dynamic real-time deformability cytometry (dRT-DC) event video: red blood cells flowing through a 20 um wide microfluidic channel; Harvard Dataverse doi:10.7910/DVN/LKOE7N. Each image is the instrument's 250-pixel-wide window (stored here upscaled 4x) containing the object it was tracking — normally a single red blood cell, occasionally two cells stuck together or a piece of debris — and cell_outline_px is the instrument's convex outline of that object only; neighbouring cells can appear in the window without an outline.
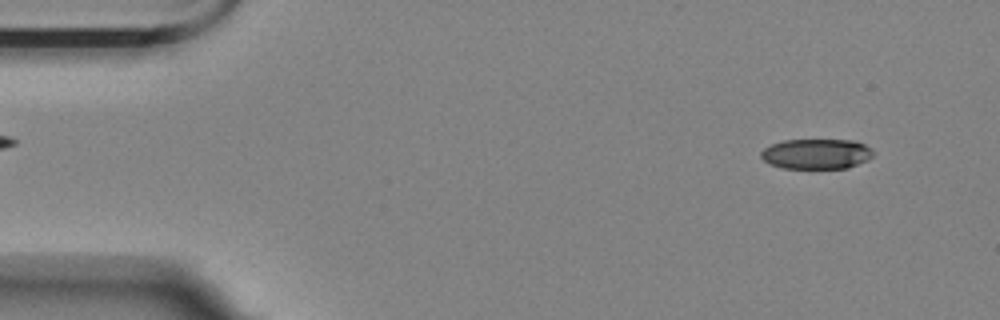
{"species": "Egyptian fruit bat (a non-hibernating species)", "species_latin": "Rousettus aegyptiacus", "temperature_condition": "room temperature", "stored_images_in_passage": 15, "camera_frame_rate_fps": 3000, "um_per_image_px": 0.085, "animal": {"sex": "female"}, "frame": {"image": 1, "passage_image": 4, "time_ms": 1.0, "image_size_px": [1000, 320], "cell_outline_px": [[872, 156], [868, 160], [848, 168], [784, 168], [772, 164], [764, 160], [760, 156], [760, 152], [764, 148], [772, 144], [784, 140], [856, 140], [872, 148]], "centroid_in_image_um": [69.42, 13.07], "position_along_channel_um": 15.6, "area_um2": 19.71}}
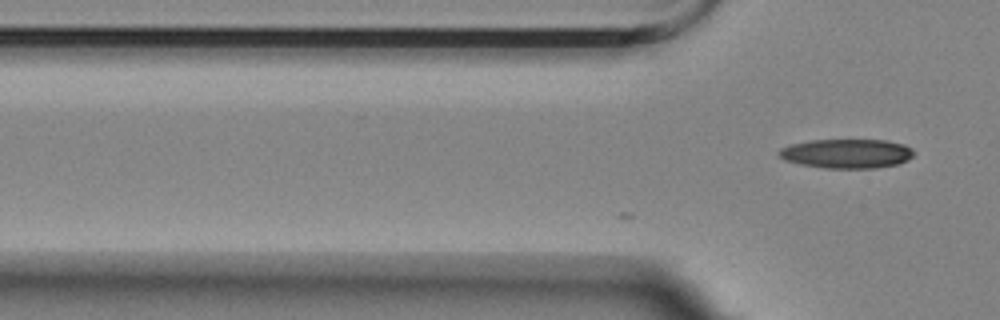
{"frame": {"image": 2, "passage_image": 15, "time_ms": 4.667, "image_size_px": [1000, 320], "cell_outline_px": [[912, 156], [908, 160], [896, 164], [876, 168], [824, 168], [800, 164], [784, 160], [776, 152], [780, 148], [792, 144], [812, 140], [884, 140], [904, 144], [912, 148]], "centroid_in_image_um": [71.95, 13.05], "position_along_channel_um": 53.9, "area_um2": 22.95}}